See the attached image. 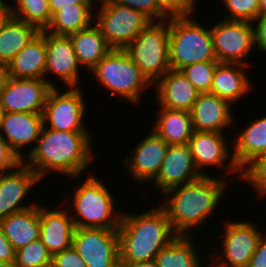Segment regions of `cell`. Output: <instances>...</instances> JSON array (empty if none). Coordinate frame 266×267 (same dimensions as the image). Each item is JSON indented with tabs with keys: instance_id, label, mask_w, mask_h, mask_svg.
Masks as SVG:
<instances>
[{
	"instance_id": "obj_38",
	"label": "cell",
	"mask_w": 266,
	"mask_h": 267,
	"mask_svg": "<svg viewBox=\"0 0 266 267\" xmlns=\"http://www.w3.org/2000/svg\"><path fill=\"white\" fill-rule=\"evenodd\" d=\"M160 8L169 16H191L196 0H156Z\"/></svg>"
},
{
	"instance_id": "obj_1",
	"label": "cell",
	"mask_w": 266,
	"mask_h": 267,
	"mask_svg": "<svg viewBox=\"0 0 266 267\" xmlns=\"http://www.w3.org/2000/svg\"><path fill=\"white\" fill-rule=\"evenodd\" d=\"M90 132H70L44 126L25 164L43 179L50 171L77 178L95 158ZM93 158V159H92Z\"/></svg>"
},
{
	"instance_id": "obj_20",
	"label": "cell",
	"mask_w": 266,
	"mask_h": 267,
	"mask_svg": "<svg viewBox=\"0 0 266 267\" xmlns=\"http://www.w3.org/2000/svg\"><path fill=\"white\" fill-rule=\"evenodd\" d=\"M48 209L40 205V240L54 256L72 247L76 226L70 209Z\"/></svg>"
},
{
	"instance_id": "obj_18",
	"label": "cell",
	"mask_w": 266,
	"mask_h": 267,
	"mask_svg": "<svg viewBox=\"0 0 266 267\" xmlns=\"http://www.w3.org/2000/svg\"><path fill=\"white\" fill-rule=\"evenodd\" d=\"M46 67L48 72L61 78L68 87H78L79 62L69 36L54 35L45 31Z\"/></svg>"
},
{
	"instance_id": "obj_17",
	"label": "cell",
	"mask_w": 266,
	"mask_h": 267,
	"mask_svg": "<svg viewBox=\"0 0 266 267\" xmlns=\"http://www.w3.org/2000/svg\"><path fill=\"white\" fill-rule=\"evenodd\" d=\"M168 144L153 130L132 149L125 165L132 178L138 182L151 181L160 172L163 160L167 153Z\"/></svg>"
},
{
	"instance_id": "obj_10",
	"label": "cell",
	"mask_w": 266,
	"mask_h": 267,
	"mask_svg": "<svg viewBox=\"0 0 266 267\" xmlns=\"http://www.w3.org/2000/svg\"><path fill=\"white\" fill-rule=\"evenodd\" d=\"M85 105L82 89L69 87L64 93H60L57 87H53L42 113L44 126L48 122L49 129L88 132L83 122L87 109Z\"/></svg>"
},
{
	"instance_id": "obj_49",
	"label": "cell",
	"mask_w": 266,
	"mask_h": 267,
	"mask_svg": "<svg viewBox=\"0 0 266 267\" xmlns=\"http://www.w3.org/2000/svg\"><path fill=\"white\" fill-rule=\"evenodd\" d=\"M5 109L1 106V103H0V128H1V125H2V121L4 119V115H5Z\"/></svg>"
},
{
	"instance_id": "obj_25",
	"label": "cell",
	"mask_w": 266,
	"mask_h": 267,
	"mask_svg": "<svg viewBox=\"0 0 266 267\" xmlns=\"http://www.w3.org/2000/svg\"><path fill=\"white\" fill-rule=\"evenodd\" d=\"M244 67L246 65L219 62L213 75L210 93L228 100L231 104L239 98L241 99L251 90L250 80L243 71Z\"/></svg>"
},
{
	"instance_id": "obj_7",
	"label": "cell",
	"mask_w": 266,
	"mask_h": 267,
	"mask_svg": "<svg viewBox=\"0 0 266 267\" xmlns=\"http://www.w3.org/2000/svg\"><path fill=\"white\" fill-rule=\"evenodd\" d=\"M96 80L131 103L141 100V90L152 83L123 49H112L92 70Z\"/></svg>"
},
{
	"instance_id": "obj_28",
	"label": "cell",
	"mask_w": 266,
	"mask_h": 267,
	"mask_svg": "<svg viewBox=\"0 0 266 267\" xmlns=\"http://www.w3.org/2000/svg\"><path fill=\"white\" fill-rule=\"evenodd\" d=\"M160 109L152 130L168 145L188 144L194 132L190 112Z\"/></svg>"
},
{
	"instance_id": "obj_46",
	"label": "cell",
	"mask_w": 266,
	"mask_h": 267,
	"mask_svg": "<svg viewBox=\"0 0 266 267\" xmlns=\"http://www.w3.org/2000/svg\"><path fill=\"white\" fill-rule=\"evenodd\" d=\"M9 79L8 66L0 63V91L5 87Z\"/></svg>"
},
{
	"instance_id": "obj_33",
	"label": "cell",
	"mask_w": 266,
	"mask_h": 267,
	"mask_svg": "<svg viewBox=\"0 0 266 267\" xmlns=\"http://www.w3.org/2000/svg\"><path fill=\"white\" fill-rule=\"evenodd\" d=\"M52 255L40 239L15 251L16 267H51Z\"/></svg>"
},
{
	"instance_id": "obj_36",
	"label": "cell",
	"mask_w": 266,
	"mask_h": 267,
	"mask_svg": "<svg viewBox=\"0 0 266 267\" xmlns=\"http://www.w3.org/2000/svg\"><path fill=\"white\" fill-rule=\"evenodd\" d=\"M242 180L251 183L258 197L266 194V153L257 157L242 171Z\"/></svg>"
},
{
	"instance_id": "obj_43",
	"label": "cell",
	"mask_w": 266,
	"mask_h": 267,
	"mask_svg": "<svg viewBox=\"0 0 266 267\" xmlns=\"http://www.w3.org/2000/svg\"><path fill=\"white\" fill-rule=\"evenodd\" d=\"M247 267H266V235L262 234L258 247Z\"/></svg>"
},
{
	"instance_id": "obj_42",
	"label": "cell",
	"mask_w": 266,
	"mask_h": 267,
	"mask_svg": "<svg viewBox=\"0 0 266 267\" xmlns=\"http://www.w3.org/2000/svg\"><path fill=\"white\" fill-rule=\"evenodd\" d=\"M0 261L2 262H15V250L4 235L3 228L0 224Z\"/></svg>"
},
{
	"instance_id": "obj_47",
	"label": "cell",
	"mask_w": 266,
	"mask_h": 267,
	"mask_svg": "<svg viewBox=\"0 0 266 267\" xmlns=\"http://www.w3.org/2000/svg\"><path fill=\"white\" fill-rule=\"evenodd\" d=\"M120 267H159V265L154 260L140 263H120Z\"/></svg>"
},
{
	"instance_id": "obj_19",
	"label": "cell",
	"mask_w": 266,
	"mask_h": 267,
	"mask_svg": "<svg viewBox=\"0 0 266 267\" xmlns=\"http://www.w3.org/2000/svg\"><path fill=\"white\" fill-rule=\"evenodd\" d=\"M231 103L210 92L199 93L190 111L192 126L198 132L223 133L235 121Z\"/></svg>"
},
{
	"instance_id": "obj_39",
	"label": "cell",
	"mask_w": 266,
	"mask_h": 267,
	"mask_svg": "<svg viewBox=\"0 0 266 267\" xmlns=\"http://www.w3.org/2000/svg\"><path fill=\"white\" fill-rule=\"evenodd\" d=\"M23 162L22 159L10 148L6 140L0 135V175L7 170L15 169Z\"/></svg>"
},
{
	"instance_id": "obj_9",
	"label": "cell",
	"mask_w": 266,
	"mask_h": 267,
	"mask_svg": "<svg viewBox=\"0 0 266 267\" xmlns=\"http://www.w3.org/2000/svg\"><path fill=\"white\" fill-rule=\"evenodd\" d=\"M253 26L249 21L224 18L210 28L217 61L248 65L247 56L255 46Z\"/></svg>"
},
{
	"instance_id": "obj_31",
	"label": "cell",
	"mask_w": 266,
	"mask_h": 267,
	"mask_svg": "<svg viewBox=\"0 0 266 267\" xmlns=\"http://www.w3.org/2000/svg\"><path fill=\"white\" fill-rule=\"evenodd\" d=\"M192 236H176L155 257L159 267H201L199 250Z\"/></svg>"
},
{
	"instance_id": "obj_29",
	"label": "cell",
	"mask_w": 266,
	"mask_h": 267,
	"mask_svg": "<svg viewBox=\"0 0 266 267\" xmlns=\"http://www.w3.org/2000/svg\"><path fill=\"white\" fill-rule=\"evenodd\" d=\"M39 32L36 27L11 15L0 28V63L8 65Z\"/></svg>"
},
{
	"instance_id": "obj_8",
	"label": "cell",
	"mask_w": 266,
	"mask_h": 267,
	"mask_svg": "<svg viewBox=\"0 0 266 267\" xmlns=\"http://www.w3.org/2000/svg\"><path fill=\"white\" fill-rule=\"evenodd\" d=\"M97 2L100 8L95 24L112 49H124L151 22L143 13L114 0Z\"/></svg>"
},
{
	"instance_id": "obj_37",
	"label": "cell",
	"mask_w": 266,
	"mask_h": 267,
	"mask_svg": "<svg viewBox=\"0 0 266 267\" xmlns=\"http://www.w3.org/2000/svg\"><path fill=\"white\" fill-rule=\"evenodd\" d=\"M147 16L151 21H162L169 16L160 8L156 0H114Z\"/></svg>"
},
{
	"instance_id": "obj_2",
	"label": "cell",
	"mask_w": 266,
	"mask_h": 267,
	"mask_svg": "<svg viewBox=\"0 0 266 267\" xmlns=\"http://www.w3.org/2000/svg\"><path fill=\"white\" fill-rule=\"evenodd\" d=\"M226 185L225 180L207 175L167 190L163 194L167 203L164 201L161 207L175 234L191 236L189 229L191 232V228L204 224L214 214Z\"/></svg>"
},
{
	"instance_id": "obj_21",
	"label": "cell",
	"mask_w": 266,
	"mask_h": 267,
	"mask_svg": "<svg viewBox=\"0 0 266 267\" xmlns=\"http://www.w3.org/2000/svg\"><path fill=\"white\" fill-rule=\"evenodd\" d=\"M154 84L160 108L190 112L199 94L180 70L170 69Z\"/></svg>"
},
{
	"instance_id": "obj_45",
	"label": "cell",
	"mask_w": 266,
	"mask_h": 267,
	"mask_svg": "<svg viewBox=\"0 0 266 267\" xmlns=\"http://www.w3.org/2000/svg\"><path fill=\"white\" fill-rule=\"evenodd\" d=\"M11 4H7L5 1L0 0V28L12 15Z\"/></svg>"
},
{
	"instance_id": "obj_16",
	"label": "cell",
	"mask_w": 266,
	"mask_h": 267,
	"mask_svg": "<svg viewBox=\"0 0 266 267\" xmlns=\"http://www.w3.org/2000/svg\"><path fill=\"white\" fill-rule=\"evenodd\" d=\"M203 175L195 166L187 144L169 145L154 186L163 194L177 186L195 181Z\"/></svg>"
},
{
	"instance_id": "obj_32",
	"label": "cell",
	"mask_w": 266,
	"mask_h": 267,
	"mask_svg": "<svg viewBox=\"0 0 266 267\" xmlns=\"http://www.w3.org/2000/svg\"><path fill=\"white\" fill-rule=\"evenodd\" d=\"M12 16L44 31L49 26L52 13L48 0H17L11 6Z\"/></svg>"
},
{
	"instance_id": "obj_34",
	"label": "cell",
	"mask_w": 266,
	"mask_h": 267,
	"mask_svg": "<svg viewBox=\"0 0 266 267\" xmlns=\"http://www.w3.org/2000/svg\"><path fill=\"white\" fill-rule=\"evenodd\" d=\"M218 63V61L193 63L182 67L180 71L199 93H208L210 92L213 75Z\"/></svg>"
},
{
	"instance_id": "obj_14",
	"label": "cell",
	"mask_w": 266,
	"mask_h": 267,
	"mask_svg": "<svg viewBox=\"0 0 266 267\" xmlns=\"http://www.w3.org/2000/svg\"><path fill=\"white\" fill-rule=\"evenodd\" d=\"M223 133L219 132H198L194 131L191 138L188 141V146L191 154L193 155L194 163L199 173L203 176H207V173L202 172V168L206 166H218L226 165L227 160V174L234 172L239 174L242 178V172L236 166L232 153L230 154L229 146H227L226 138L224 139ZM230 157V158H229ZM201 170V171H200Z\"/></svg>"
},
{
	"instance_id": "obj_40",
	"label": "cell",
	"mask_w": 266,
	"mask_h": 267,
	"mask_svg": "<svg viewBox=\"0 0 266 267\" xmlns=\"http://www.w3.org/2000/svg\"><path fill=\"white\" fill-rule=\"evenodd\" d=\"M51 267H87L82 257L75 248H71L55 254L52 257Z\"/></svg>"
},
{
	"instance_id": "obj_35",
	"label": "cell",
	"mask_w": 266,
	"mask_h": 267,
	"mask_svg": "<svg viewBox=\"0 0 266 267\" xmlns=\"http://www.w3.org/2000/svg\"><path fill=\"white\" fill-rule=\"evenodd\" d=\"M228 10L226 20L249 21L259 16V0H222Z\"/></svg>"
},
{
	"instance_id": "obj_44",
	"label": "cell",
	"mask_w": 266,
	"mask_h": 267,
	"mask_svg": "<svg viewBox=\"0 0 266 267\" xmlns=\"http://www.w3.org/2000/svg\"><path fill=\"white\" fill-rule=\"evenodd\" d=\"M52 15L62 7L73 6L78 3H97V0H48Z\"/></svg>"
},
{
	"instance_id": "obj_5",
	"label": "cell",
	"mask_w": 266,
	"mask_h": 267,
	"mask_svg": "<svg viewBox=\"0 0 266 267\" xmlns=\"http://www.w3.org/2000/svg\"><path fill=\"white\" fill-rule=\"evenodd\" d=\"M73 193L74 212L71 217L79 228L118 229L122 211H114V198L109 189L95 176H89ZM77 216V217H76Z\"/></svg>"
},
{
	"instance_id": "obj_23",
	"label": "cell",
	"mask_w": 266,
	"mask_h": 267,
	"mask_svg": "<svg viewBox=\"0 0 266 267\" xmlns=\"http://www.w3.org/2000/svg\"><path fill=\"white\" fill-rule=\"evenodd\" d=\"M8 66L9 77L14 79H44L52 87H57L44 77L46 67L45 30L40 31L14 58Z\"/></svg>"
},
{
	"instance_id": "obj_30",
	"label": "cell",
	"mask_w": 266,
	"mask_h": 267,
	"mask_svg": "<svg viewBox=\"0 0 266 267\" xmlns=\"http://www.w3.org/2000/svg\"><path fill=\"white\" fill-rule=\"evenodd\" d=\"M95 3H78L62 7L52 15L46 32L59 36H70L92 25Z\"/></svg>"
},
{
	"instance_id": "obj_27",
	"label": "cell",
	"mask_w": 266,
	"mask_h": 267,
	"mask_svg": "<svg viewBox=\"0 0 266 267\" xmlns=\"http://www.w3.org/2000/svg\"><path fill=\"white\" fill-rule=\"evenodd\" d=\"M69 37L80 67L83 65L88 70H92L112 50L95 23Z\"/></svg>"
},
{
	"instance_id": "obj_48",
	"label": "cell",
	"mask_w": 266,
	"mask_h": 267,
	"mask_svg": "<svg viewBox=\"0 0 266 267\" xmlns=\"http://www.w3.org/2000/svg\"><path fill=\"white\" fill-rule=\"evenodd\" d=\"M259 16H266V0H259Z\"/></svg>"
},
{
	"instance_id": "obj_26",
	"label": "cell",
	"mask_w": 266,
	"mask_h": 267,
	"mask_svg": "<svg viewBox=\"0 0 266 267\" xmlns=\"http://www.w3.org/2000/svg\"><path fill=\"white\" fill-rule=\"evenodd\" d=\"M237 135L233 146V159L242 172L257 157L266 153V116L252 121Z\"/></svg>"
},
{
	"instance_id": "obj_41",
	"label": "cell",
	"mask_w": 266,
	"mask_h": 267,
	"mask_svg": "<svg viewBox=\"0 0 266 267\" xmlns=\"http://www.w3.org/2000/svg\"><path fill=\"white\" fill-rule=\"evenodd\" d=\"M255 21H257V24ZM253 23L256 25L253 26L255 45L258 46L260 51L266 53V16H258Z\"/></svg>"
},
{
	"instance_id": "obj_13",
	"label": "cell",
	"mask_w": 266,
	"mask_h": 267,
	"mask_svg": "<svg viewBox=\"0 0 266 267\" xmlns=\"http://www.w3.org/2000/svg\"><path fill=\"white\" fill-rule=\"evenodd\" d=\"M52 88L44 79L9 77L0 91V103L5 112L42 114Z\"/></svg>"
},
{
	"instance_id": "obj_11",
	"label": "cell",
	"mask_w": 266,
	"mask_h": 267,
	"mask_svg": "<svg viewBox=\"0 0 266 267\" xmlns=\"http://www.w3.org/2000/svg\"><path fill=\"white\" fill-rule=\"evenodd\" d=\"M72 246L87 267H120L118 229L76 227Z\"/></svg>"
},
{
	"instance_id": "obj_15",
	"label": "cell",
	"mask_w": 266,
	"mask_h": 267,
	"mask_svg": "<svg viewBox=\"0 0 266 267\" xmlns=\"http://www.w3.org/2000/svg\"><path fill=\"white\" fill-rule=\"evenodd\" d=\"M38 175L24 161L10 172L0 175V218L26 210L36 203L21 204L30 189L40 182Z\"/></svg>"
},
{
	"instance_id": "obj_12",
	"label": "cell",
	"mask_w": 266,
	"mask_h": 267,
	"mask_svg": "<svg viewBox=\"0 0 266 267\" xmlns=\"http://www.w3.org/2000/svg\"><path fill=\"white\" fill-rule=\"evenodd\" d=\"M253 223L241 221L225 224V233L222 240L223 253L217 254L216 265L211 263L212 267H247L250 259L256 251L262 233ZM224 255V260L219 259ZM219 256V258H218ZM227 260V261H226ZM219 261V262H218Z\"/></svg>"
},
{
	"instance_id": "obj_6",
	"label": "cell",
	"mask_w": 266,
	"mask_h": 267,
	"mask_svg": "<svg viewBox=\"0 0 266 267\" xmlns=\"http://www.w3.org/2000/svg\"><path fill=\"white\" fill-rule=\"evenodd\" d=\"M169 18L151 21L123 50L154 84L170 69Z\"/></svg>"
},
{
	"instance_id": "obj_24",
	"label": "cell",
	"mask_w": 266,
	"mask_h": 267,
	"mask_svg": "<svg viewBox=\"0 0 266 267\" xmlns=\"http://www.w3.org/2000/svg\"><path fill=\"white\" fill-rule=\"evenodd\" d=\"M0 224L4 235L16 251L30 242L40 239V206L36 204L2 218Z\"/></svg>"
},
{
	"instance_id": "obj_3",
	"label": "cell",
	"mask_w": 266,
	"mask_h": 267,
	"mask_svg": "<svg viewBox=\"0 0 266 267\" xmlns=\"http://www.w3.org/2000/svg\"><path fill=\"white\" fill-rule=\"evenodd\" d=\"M176 236L161 206L143 214L123 212L118 228L120 263L154 261Z\"/></svg>"
},
{
	"instance_id": "obj_22",
	"label": "cell",
	"mask_w": 266,
	"mask_h": 267,
	"mask_svg": "<svg viewBox=\"0 0 266 267\" xmlns=\"http://www.w3.org/2000/svg\"><path fill=\"white\" fill-rule=\"evenodd\" d=\"M43 127L42 114L6 112L0 128V135L25 162L27 160L24 159L21 149L30 143H37Z\"/></svg>"
},
{
	"instance_id": "obj_4",
	"label": "cell",
	"mask_w": 266,
	"mask_h": 267,
	"mask_svg": "<svg viewBox=\"0 0 266 267\" xmlns=\"http://www.w3.org/2000/svg\"><path fill=\"white\" fill-rule=\"evenodd\" d=\"M190 16L169 17V63L173 70L189 64L217 61L211 30Z\"/></svg>"
},
{
	"instance_id": "obj_50",
	"label": "cell",
	"mask_w": 266,
	"mask_h": 267,
	"mask_svg": "<svg viewBox=\"0 0 266 267\" xmlns=\"http://www.w3.org/2000/svg\"><path fill=\"white\" fill-rule=\"evenodd\" d=\"M0 267H16L14 263L0 261Z\"/></svg>"
}]
</instances>
